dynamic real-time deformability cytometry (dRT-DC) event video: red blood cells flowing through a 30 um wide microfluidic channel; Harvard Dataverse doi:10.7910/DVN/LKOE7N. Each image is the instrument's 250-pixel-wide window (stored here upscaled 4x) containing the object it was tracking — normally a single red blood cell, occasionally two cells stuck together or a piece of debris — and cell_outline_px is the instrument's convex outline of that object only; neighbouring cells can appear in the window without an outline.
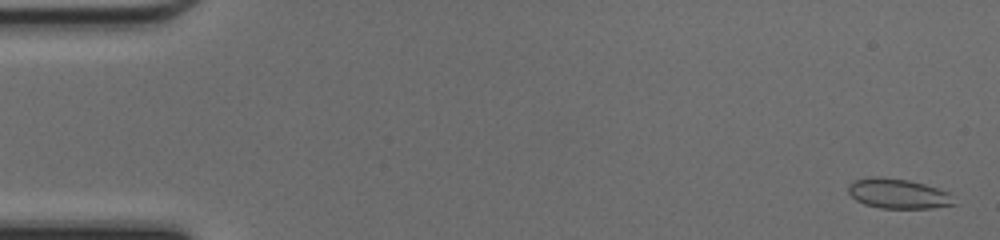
{"species": "common noctule bat (a hibernating species)", "species_latin": "Nyctalus noctula", "temperature_condition": "cold", "stored_images_in_passage": 50, "segment_of_instrument_passage": [1, 2], "camera_frame_rate_fps": 3000, "um_per_image_px": 0.085, "animal": {"sex": "female", "body_mass_g": 17.0, "forearm_length_mm": 48.0}, "frame": {"image": 1, "passage_image": 2, "time_ms": 0.333, "image_size_px": [1000, 240], "cell_outline_px": [[956, 204], [932, 208], [880, 208], [864, 204], [856, 200], [848, 192], [848, 184], [852, 180], [872, 176], [876, 176], [908, 180], [924, 184], [948, 192]], "centroid_in_image_um": [76.29, 16.45], "position_along_channel_um": 8.7, "area_um2": 18.38}}
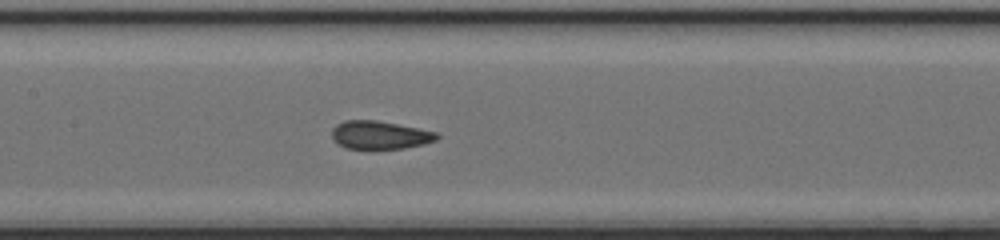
{"frame": {"image": 2, "passage_image": 24, "time_ms": 7.667, "image_size_px": [1000, 240], "cell_outline_px": [[440, 136], [436, 140], [424, 144], [404, 148], [344, 148], [332, 140], [332, 128], [336, 124], [344, 120], [376, 120], [436, 132]], "centroid_in_image_um": [32.24, 11.47], "position_along_channel_um": 175.2, "area_um2": 17.11}}
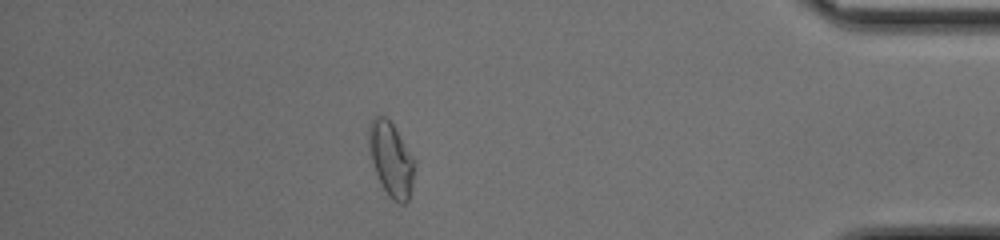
{"frame": {"image": 3, "passage_image": 43, "time_ms": 14.0, "image_size_px": [1000, 240], "cell_outline_px": [[416, 168], [408, 200], [404, 204], [400, 204], [392, 200], [388, 196], [372, 164], [368, 152], [368, 128], [372, 120], [376, 116], [384, 116], [392, 124], [416, 160]], "centroid_in_image_um": [33.25, 13.55], "position_along_channel_um": 402.0, "area_um2": 19.88}}